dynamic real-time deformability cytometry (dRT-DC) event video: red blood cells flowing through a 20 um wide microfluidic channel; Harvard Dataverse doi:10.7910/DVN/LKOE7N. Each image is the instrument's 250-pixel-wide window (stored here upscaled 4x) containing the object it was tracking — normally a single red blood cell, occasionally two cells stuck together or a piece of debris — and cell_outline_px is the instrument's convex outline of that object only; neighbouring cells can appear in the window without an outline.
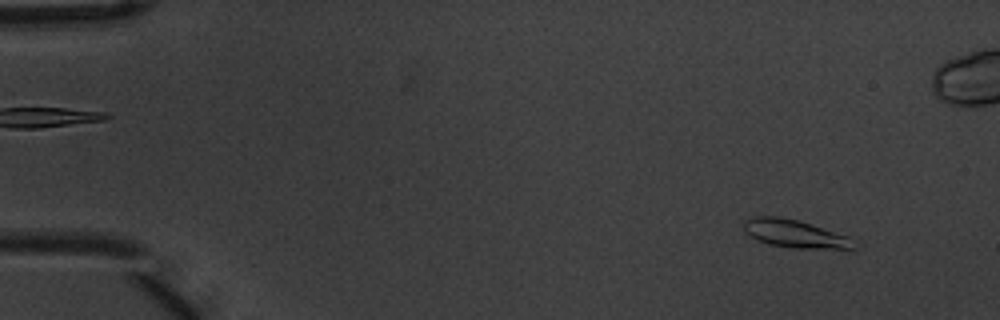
{"species": "common noctule bat (a hibernating species)", "species_latin": "Nyctalus noctula", "temperature_condition": "warm", "stored_images_in_passage": 5, "camera_frame_rate_fps": 3000, "um_per_image_px": 0.085, "animal": {"sex": "male", "body_mass_g": 20.1, "forearm_length_mm": 53.5}, "frame": {"image": 1, "passage_image": 1, "time_ms": 0.0, "image_size_px": [1000, 320], "cell_outline_px": [[856, 252], [792, 248], [768, 244], [748, 236], [744, 232], [744, 220], [752, 216], [776, 216], [796, 220], [848, 236], [856, 248]], "centroid_in_image_um": [67.62, 19.93], "position_along_channel_um": 17.4, "area_um2": 18.5}}